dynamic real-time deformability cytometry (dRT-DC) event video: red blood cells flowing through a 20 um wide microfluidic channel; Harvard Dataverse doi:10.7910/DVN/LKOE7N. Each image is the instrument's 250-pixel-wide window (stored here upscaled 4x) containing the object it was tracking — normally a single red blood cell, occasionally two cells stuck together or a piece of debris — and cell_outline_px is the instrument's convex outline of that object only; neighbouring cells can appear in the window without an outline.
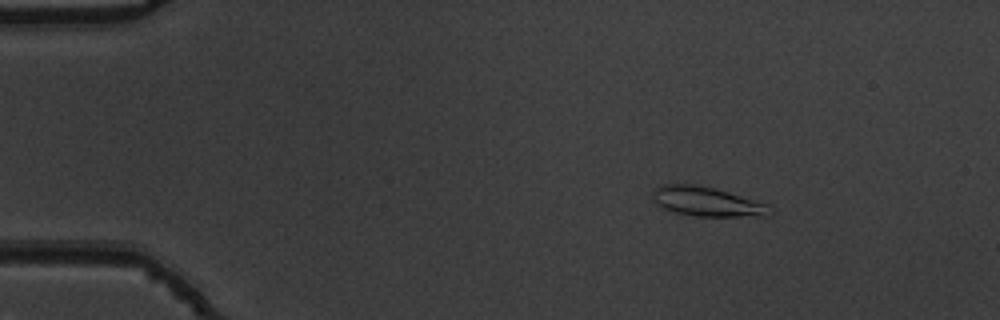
{"species": "common noctule bat (a hibernating species)", "species_latin": "Nyctalus noctula", "temperature_condition": "warm", "stored_images_in_passage": 54, "camera_frame_rate_fps": 3000, "um_per_image_px": 0.085, "animal": {"sex": "male", "body_mass_g": 19.5, "forearm_length_mm": 54.6}, "frame": {"image": 1, "passage_image": 8, "time_ms": 2.333, "image_size_px": [1000, 320], "cell_outline_px": [[772, 212], [768, 216], [696, 216], [676, 212], [664, 208], [656, 204], [652, 200], [652, 192], [660, 184], [696, 184], [728, 192], [764, 204]], "centroid_in_image_um": [59.99, 17.13], "position_along_channel_um": 25.0, "area_um2": 19.71}}
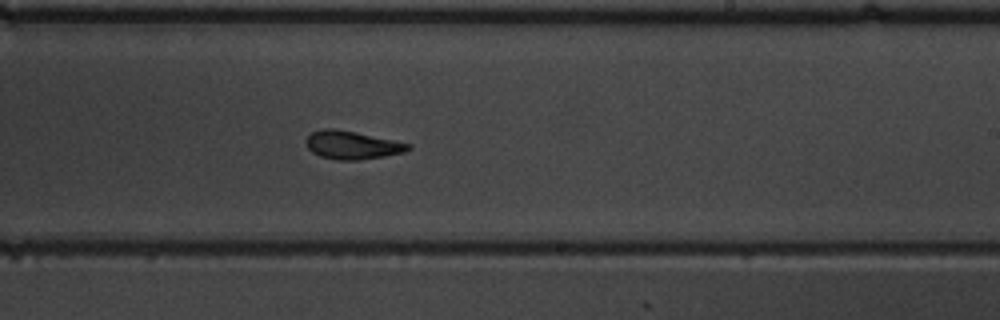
{"frame": {"image": 2, "passage_image": 33, "time_ms": 10.667, "image_size_px": [1000, 320], "cell_outline_px": [[412, 148], [404, 152], [384, 156], [360, 160], [336, 160], [320, 156], [312, 152], [308, 148], [304, 140], [312, 132], [324, 128], [336, 128], [356, 132], [412, 144]], "centroid_in_image_um": [29.92, 12.33], "position_along_channel_um": 259.1, "area_um2": 16.88}}
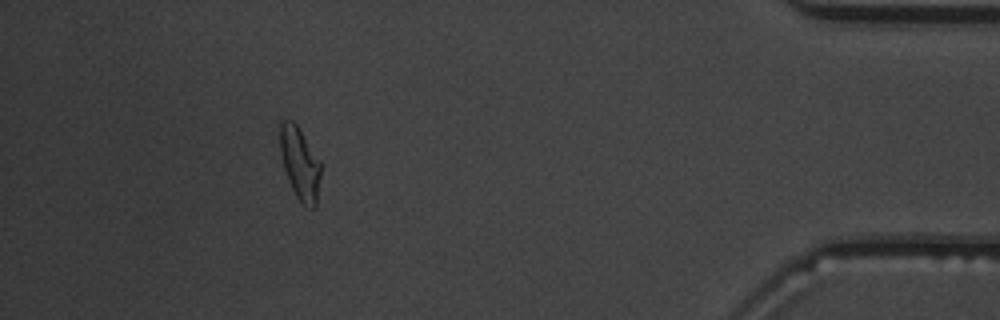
{"frame": {"image": 3, "passage_image": 49, "time_ms": 16.0, "image_size_px": [1000, 320], "cell_outline_px": [[320, 176], [316, 208], [304, 208], [296, 196], [292, 188], [284, 168], [280, 152], [280, 120], [292, 120], [296, 124], [320, 160]], "centroid_in_image_um": [25.49, 13.92], "position_along_channel_um": 409.7, "area_um2": 17.17}, "authors_computed_cell_mechanics": {"area_um2": 17.2822, "velocity_mm_per_s": 3.7812, "shape_relaxation_time_tau1_ms": 6.7551, "shape_relaxation_time_tau2_ms": 2.7861, "deformation_change_tau1": 0.1988, "deformation_change_tau2": 0.1022}}